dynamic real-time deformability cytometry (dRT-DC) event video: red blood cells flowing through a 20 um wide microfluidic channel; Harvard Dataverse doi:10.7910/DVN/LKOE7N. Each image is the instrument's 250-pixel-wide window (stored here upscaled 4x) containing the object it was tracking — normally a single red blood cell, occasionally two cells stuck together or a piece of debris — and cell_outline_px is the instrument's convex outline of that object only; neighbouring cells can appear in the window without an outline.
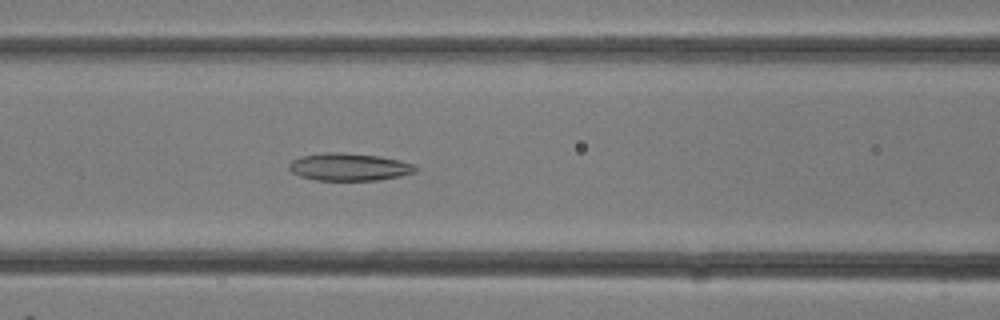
{"species": "common noctule bat (a hibernating species)", "species_latin": "Nyctalus noctula", "temperature_condition": "room temperature", "stored_images_in_passage": 29, "camera_frame_rate_fps": 3000, "um_per_image_px": 0.085, "animal": {"sex": "female"}, "frame": {"image": 1, "passage_image": 12, "time_ms": 3.667, "image_size_px": [1000, 320], "cell_outline_px": [[420, 168], [416, 172], [400, 176], [376, 180], [316, 180], [300, 176], [292, 172], [288, 168], [288, 164], [292, 160], [300, 156], [324, 152], [340, 152], [380, 156], [400, 160], [416, 164]], "centroid_in_image_um": [29.7, 14.18], "position_along_channel_um": 136.9, "area_um2": 20.52}}
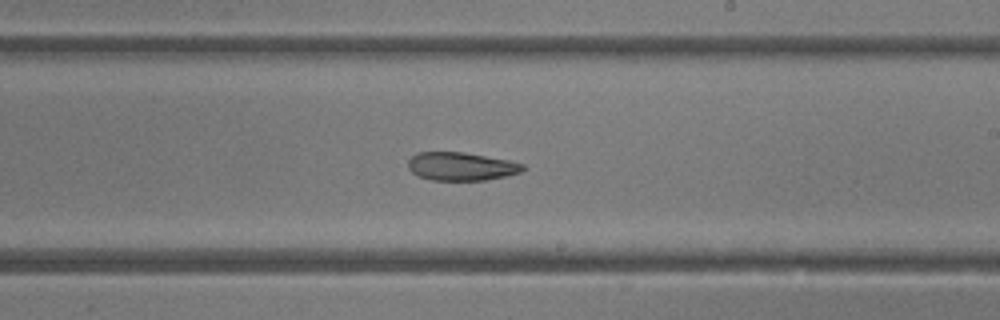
{"frame": {"image": 2, "passage_image": 17, "time_ms": 5.333, "image_size_px": [1000, 320], "cell_outline_px": [[528, 168], [520, 172], [504, 176], [484, 180], [432, 180], [420, 176], [412, 172], [408, 168], [408, 160], [416, 152], [464, 152], [508, 160], [524, 164]], "centroid_in_image_um": [39.2, 14.13], "position_along_channel_um": 249.8, "area_um2": 18.84}}
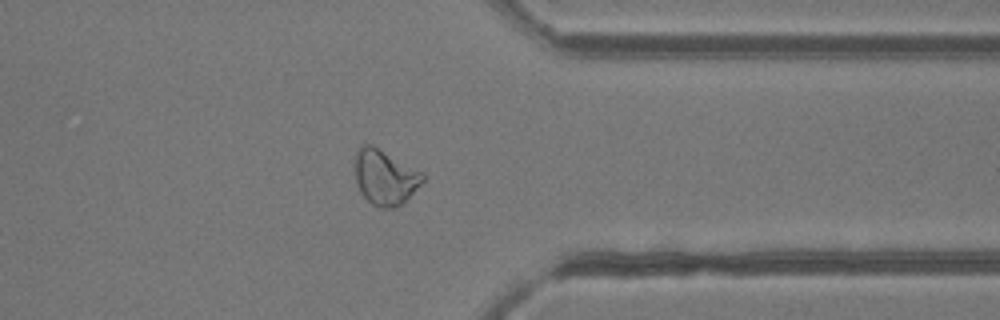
{"frame": {"image": 3, "passage_image": 23, "time_ms": 7.333, "image_size_px": [1000, 320], "cell_outline_px": [[424, 180], [404, 204], [396, 208], [380, 208], [372, 204], [360, 192], [356, 184], [356, 152], [360, 144], [372, 144], [424, 172]], "centroid_in_image_um": [32.75, 15.07], "position_along_channel_um": 378.7, "area_um2": 22.08}}